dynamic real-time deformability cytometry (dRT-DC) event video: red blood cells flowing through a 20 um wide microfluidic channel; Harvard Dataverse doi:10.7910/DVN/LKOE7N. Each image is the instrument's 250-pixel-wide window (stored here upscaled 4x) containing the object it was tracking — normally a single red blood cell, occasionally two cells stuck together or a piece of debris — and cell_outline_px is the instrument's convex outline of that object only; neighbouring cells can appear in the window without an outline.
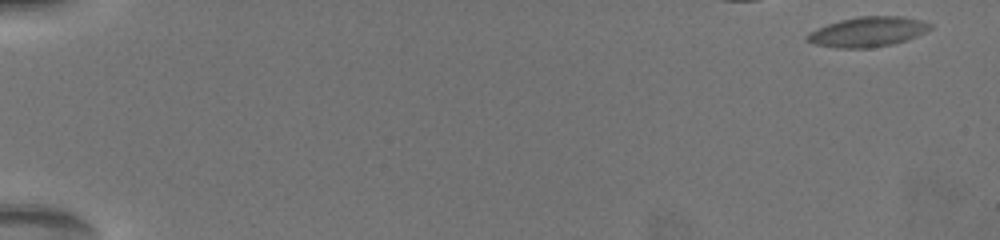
{"species": "common noctule bat (a hibernating species)", "species_latin": "Nyctalus noctula", "temperature_condition": "warm", "stored_images_in_passage": 30, "camera_frame_rate_fps": 3000, "um_per_image_px": 0.085, "animal": {"sex": "female", "body_mass_g": 19.5, "forearm_length_mm": 54.1}, "frame": {"image": 1, "passage_image": 1, "time_ms": 0.0, "image_size_px": [1000, 240], "cell_outline_px": [[932, 28], [924, 32], [904, 40], [892, 44], [868, 48], [836, 48], [816, 44], [808, 40], [804, 36], [808, 32], [828, 24], [840, 20], [860, 16], [900, 16], [920, 20], [932, 24]], "centroid_in_image_um": [73.73, 2.7], "position_along_channel_um": 11.3, "area_um2": 21.15}}
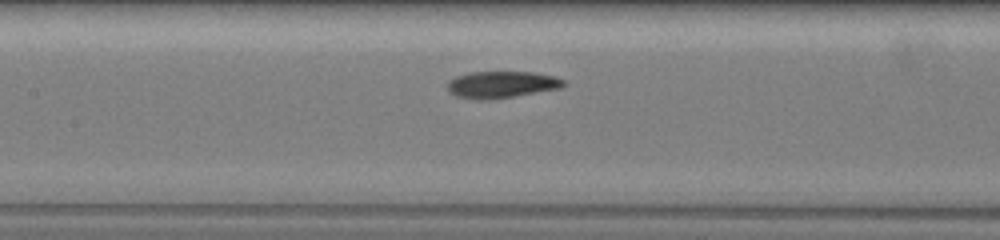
{"frame": {"image": 2, "passage_image": 22, "time_ms": 7.667, "image_size_px": [1000, 240], "cell_outline_px": [[564, 84], [560, 88], [512, 96], [480, 100], [456, 96], [448, 88], [448, 80], [456, 76], [468, 72], [536, 72], [556, 76], [564, 80]], "centroid_in_image_um": [42.63, 7.16], "position_along_channel_um": 164.8, "area_um2": 17.86}}
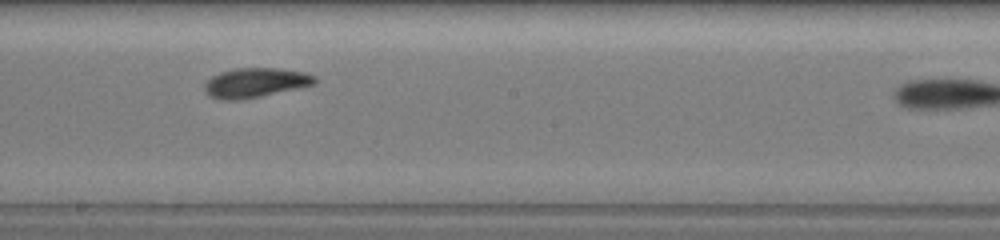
{"frame": {"image": 3, "passage_image": 27, "time_ms": 9.333, "image_size_px": [1000, 240], "cell_outline_px": [[316, 80], [312, 84], [296, 88], [240, 100], [224, 100], [212, 96], [204, 88], [204, 84], [212, 76], [220, 72], [236, 68], [280, 68], [304, 72], [316, 76]], "centroid_in_image_um": [21.69, 7.01], "position_along_channel_um": 226.5, "area_um2": 18.55}}